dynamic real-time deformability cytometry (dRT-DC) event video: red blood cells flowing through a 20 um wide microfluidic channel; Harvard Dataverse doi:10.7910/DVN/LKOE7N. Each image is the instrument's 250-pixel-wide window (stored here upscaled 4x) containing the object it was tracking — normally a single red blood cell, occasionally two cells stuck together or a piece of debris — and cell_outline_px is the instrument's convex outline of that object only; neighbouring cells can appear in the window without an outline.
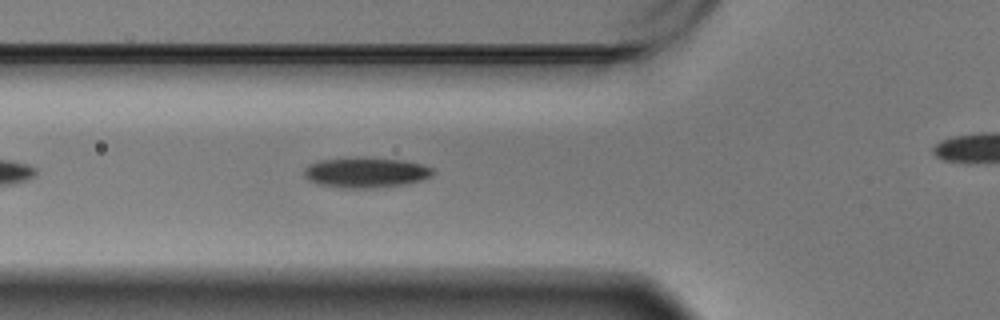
{"species": "Egyptian fruit bat (a non-hibernating species)", "species_latin": "Rousettus aegyptiacus", "temperature_condition": "warm", "stored_images_in_passage": 23, "camera_frame_rate_fps": 3000, "um_per_image_px": 0.085, "animal": {"sex": "male"}, "frame": {"image": 1, "passage_image": 7, "time_ms": 2.0, "image_size_px": [1000, 320], "cell_outline_px": [[436, 172], [432, 176], [420, 180], [404, 184], [376, 188], [340, 188], [320, 184], [308, 180], [304, 176], [304, 168], [320, 160], [404, 160], [420, 164], [432, 168]], "centroid_in_image_um": [31.12, 14.72], "position_along_channel_um": 94.7, "area_um2": 21.73}}
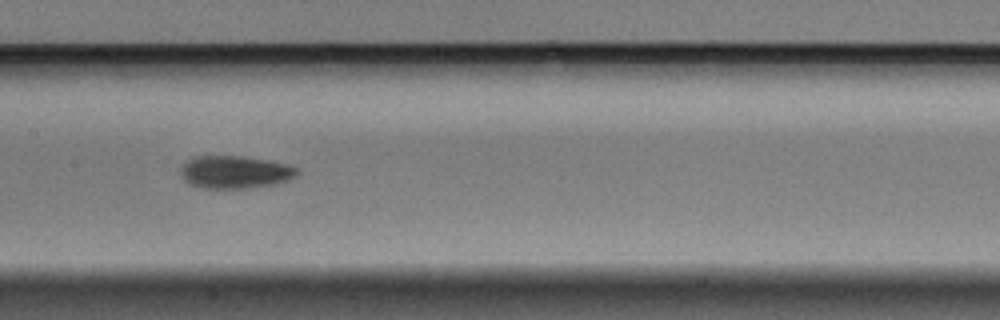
{"frame": {"image": 2, "passage_image": 15, "time_ms": 4.667, "image_size_px": [1000, 320], "cell_outline_px": [[300, 172], [296, 176], [288, 180], [276, 184], [248, 188], [200, 188], [188, 184], [180, 176], [180, 164], [196, 156], [240, 156], [268, 160], [288, 164], [296, 168]], "centroid_in_image_um": [19.94, 14.63], "position_along_channel_um": 187.5, "area_um2": 22.48}}
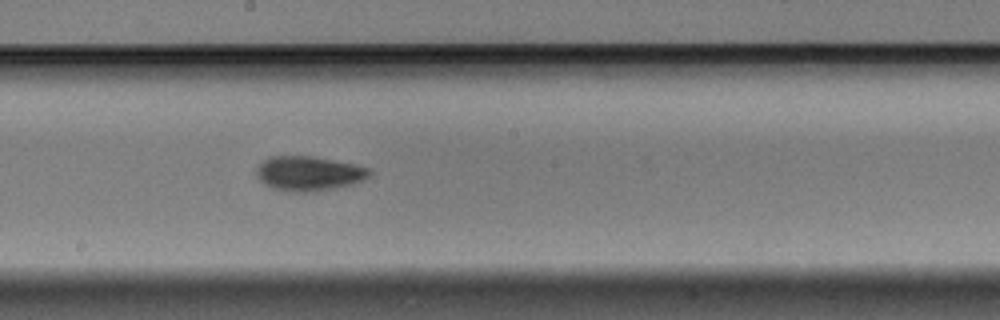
{"frame": {"image": 3, "passage_image": 18, "time_ms": 5.667, "image_size_px": [1000, 320], "cell_outline_px": [[372, 176], [364, 180], [352, 184], [336, 188], [316, 192], [288, 192], [272, 188], [264, 184], [256, 176], [256, 168], [268, 156], [312, 156], [352, 164], [368, 168], [372, 172]], "centroid_in_image_um": [26.24, 14.76], "position_along_channel_um": 222.0, "area_um2": 23.0}}